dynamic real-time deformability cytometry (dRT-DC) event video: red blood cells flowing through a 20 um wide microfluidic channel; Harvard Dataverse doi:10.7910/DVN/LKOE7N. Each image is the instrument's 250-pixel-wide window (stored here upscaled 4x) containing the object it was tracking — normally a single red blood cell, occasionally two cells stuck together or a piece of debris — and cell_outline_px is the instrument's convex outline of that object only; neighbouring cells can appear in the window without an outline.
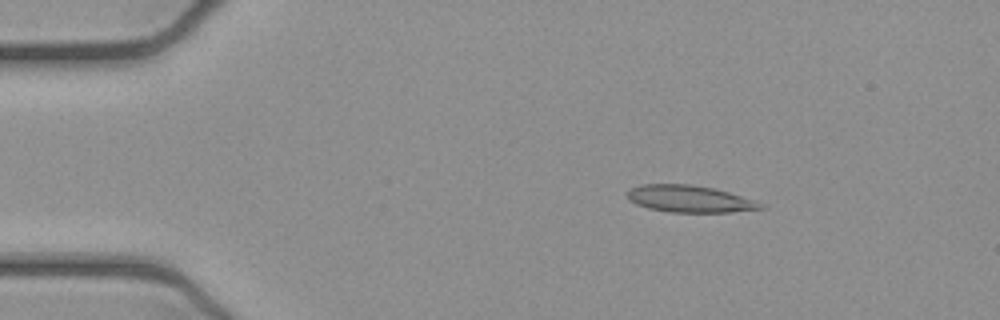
{"species": "common noctule bat (a hibernating species)", "species_latin": "Nyctalus noctula", "temperature_condition": "cold", "stored_images_in_passage": 52, "camera_frame_rate_fps": 3000, "um_per_image_px": 0.085, "animal": {"sex": "female", "body_mass_g": 21.9}, "frame": {"image": 1, "passage_image": 8, "time_ms": 2.333, "image_size_px": [1000, 320], "cell_outline_px": [[768, 208], [732, 212], [668, 212], [648, 208], [636, 204], [628, 200], [628, 188], [640, 184], [692, 184], [712, 188], [728, 192], [756, 200], [764, 204]], "centroid_in_image_um": [58.63, 16.9], "position_along_channel_um": 26.4, "area_um2": 21.15}}
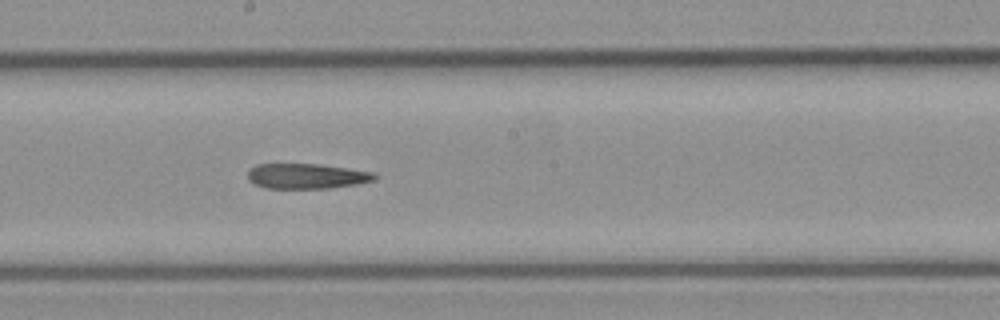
{"frame": {"image": 2, "passage_image": 28, "time_ms": 9.0, "image_size_px": [1000, 320], "cell_outline_px": [[380, 176], [376, 180], [356, 184], [328, 188], [268, 188], [256, 184], [248, 180], [248, 172], [256, 164], [320, 164], [372, 172]], "centroid_in_image_um": [26.1, 14.97], "position_along_channel_um": 222.1, "area_um2": 18.5}}
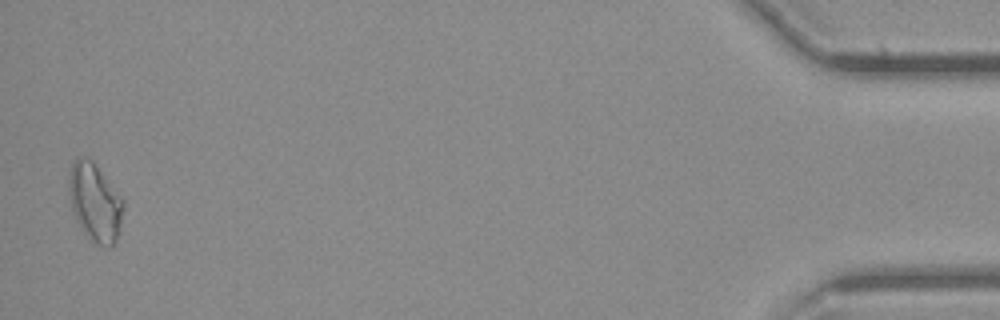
{"frame": {"image": 3, "passage_image": 51, "time_ms": 16.667, "image_size_px": [1000, 320], "cell_outline_px": [[124, 208], [120, 232], [116, 244], [108, 248], [96, 244], [84, 236], [76, 220], [72, 208], [68, 192], [68, 172], [72, 160], [76, 156], [88, 156], [92, 160], [124, 200]], "centroid_in_image_um": [8.06, 17.21], "position_along_channel_um": 427.1, "area_um2": 25.66}}